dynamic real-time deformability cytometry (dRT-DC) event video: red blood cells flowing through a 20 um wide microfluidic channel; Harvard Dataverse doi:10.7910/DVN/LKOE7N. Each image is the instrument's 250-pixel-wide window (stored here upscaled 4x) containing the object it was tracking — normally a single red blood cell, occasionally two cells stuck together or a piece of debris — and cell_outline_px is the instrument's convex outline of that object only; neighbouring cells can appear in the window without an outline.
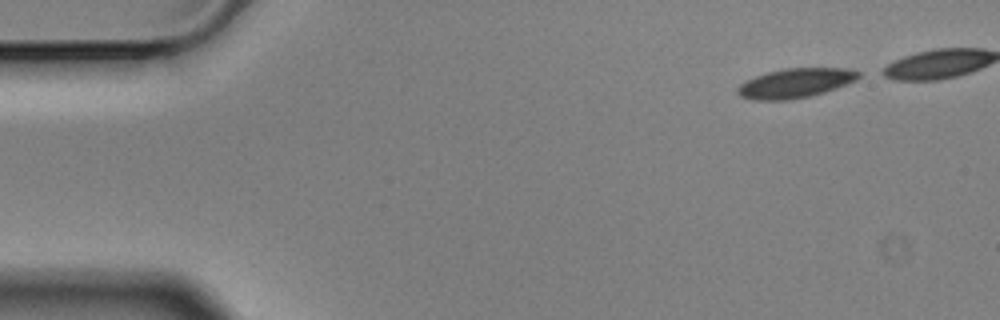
{"species": "Egyptian fruit bat (a non-hibernating species)", "species_latin": "Rousettus aegyptiacus", "temperature_condition": "cold", "stored_images_in_passage": 42, "camera_frame_rate_fps": 3000, "um_per_image_px": 0.085, "animal": {"sex": "male"}, "frame": {"image": 1, "passage_image": 1, "time_ms": 0.0, "image_size_px": [1000, 320], "cell_outline_px": [[860, 76], [856, 80], [824, 92], [808, 96], [788, 100], [756, 100], [740, 96], [736, 92], [736, 88], [740, 84], [756, 76], [768, 72], [784, 68], [848, 68], [860, 72]], "centroid_in_image_um": [67.6, 7.06], "position_along_channel_um": 17.4, "area_um2": 20.58}}
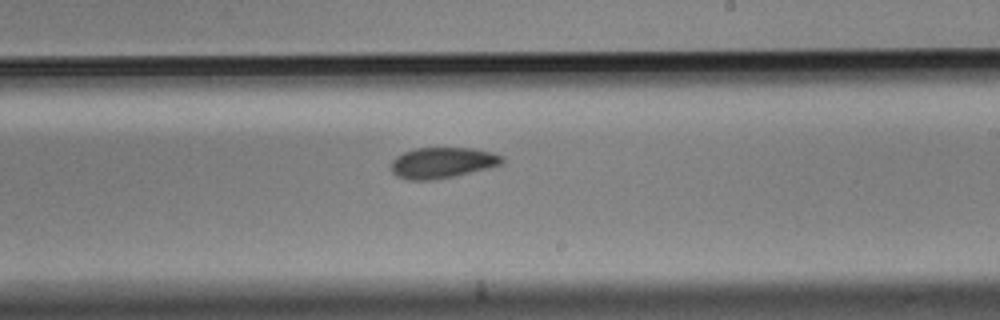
{"frame": {"image": 2, "passage_image": 29, "time_ms": 9.333, "image_size_px": [1000, 320], "cell_outline_px": [[504, 164], [492, 168], [432, 180], [408, 180], [396, 176], [392, 172], [392, 160], [396, 156], [404, 152], [416, 148], [472, 148], [492, 152], [504, 156]], "centroid_in_image_um": [37.64, 13.83], "position_along_channel_um": 251.4, "area_um2": 20.11}}
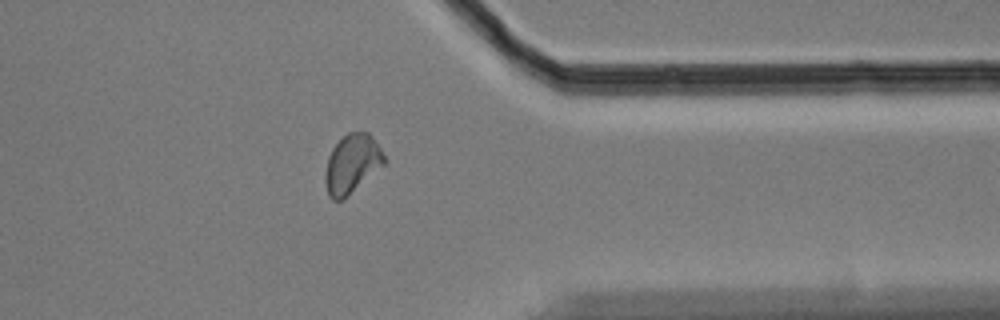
{"frame": {"image": 3, "passage_image": 41, "time_ms": 13.333, "image_size_px": [1000, 320], "cell_outline_px": [[388, 160], [384, 164], [340, 200], [332, 200], [328, 196], [324, 180], [324, 176], [328, 156], [332, 148], [348, 132], [368, 132], [372, 136]], "centroid_in_image_um": [29.9, 13.9], "position_along_channel_um": 381.5, "area_um2": 19.83}}